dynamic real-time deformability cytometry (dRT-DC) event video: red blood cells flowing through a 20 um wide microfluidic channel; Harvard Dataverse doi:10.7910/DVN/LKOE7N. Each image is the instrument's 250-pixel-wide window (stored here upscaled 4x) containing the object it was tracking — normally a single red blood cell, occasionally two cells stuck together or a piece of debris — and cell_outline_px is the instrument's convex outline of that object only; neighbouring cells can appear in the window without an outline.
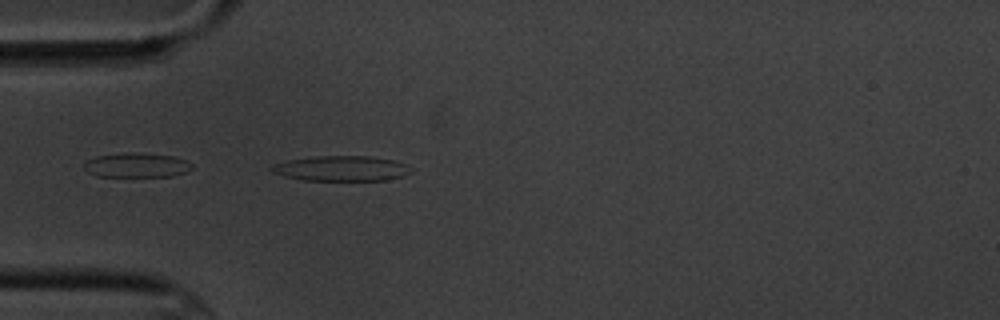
{"species": "common noctule bat (a hibernating species)", "species_latin": "Nyctalus noctula", "temperature_condition": "cold", "stored_images_in_passage": 1, "camera_frame_rate_fps": 3000, "um_per_image_px": 0.085, "animal": {"sex": "male", "body_mass_g": 20.1, "forearm_length_mm": 53.5}, "frame": {"image": 1, "passage_image": 1, "time_ms": 0.0, "image_size_px": [1000, 320], "cell_outline_px": [[412, 172], [404, 176], [388, 180], [304, 180], [284, 176], [272, 172], [268, 168], [272, 164], [288, 160], [316, 156], [368, 156], [392, 160], [404, 164], [412, 168]], "centroid_in_image_um": [29.0, 14.32], "position_along_channel_um": 56.0, "area_um2": 20.46}}